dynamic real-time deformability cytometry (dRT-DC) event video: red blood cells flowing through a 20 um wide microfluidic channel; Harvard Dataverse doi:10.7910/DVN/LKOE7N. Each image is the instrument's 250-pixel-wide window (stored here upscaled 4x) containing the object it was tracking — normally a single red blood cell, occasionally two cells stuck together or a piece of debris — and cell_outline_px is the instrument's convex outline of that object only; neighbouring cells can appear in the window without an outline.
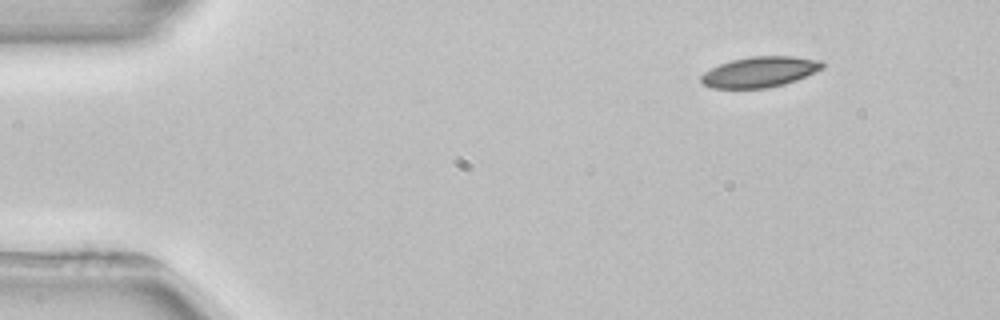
{"species": "common noctule bat (a hibernating species)", "species_latin": "Nyctalus noctula", "temperature_condition": "room temperature", "stored_images_in_passage": 3, "camera_frame_rate_fps": 3000, "um_per_image_px": 0.085, "animal": {"sex": "female", "body_mass_g": 22.7, "forearm_length_mm": 54.2}, "frame": {"image": 1, "passage_image": 1, "time_ms": 0.0, "image_size_px": [1000, 320], "cell_outline_px": [[824, 68], [796, 80], [784, 84], [768, 88], [712, 88], [704, 84], [700, 80], [700, 76], [704, 72], [720, 64], [732, 60], [748, 56], [792, 56], [824, 60]], "centroid_in_image_um": [64.61, 6.1], "position_along_channel_um": 20.4, "area_um2": 21.68}}
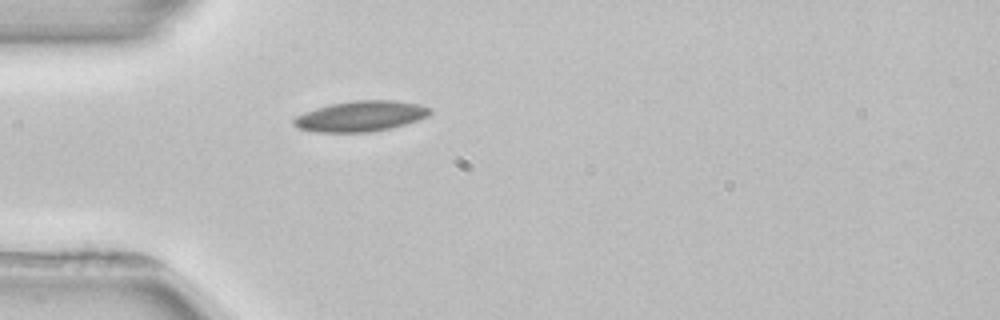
{"frame": {"image": 2, "passage_image": 3, "time_ms": 3.0, "image_size_px": [1000, 320], "cell_outline_px": [[432, 112], [428, 116], [404, 124], [388, 128], [368, 132], [316, 132], [296, 128], [292, 124], [292, 120], [296, 116], [304, 112], [316, 108], [332, 104], [356, 100], [392, 100], [416, 104], [432, 108]], "centroid_in_image_um": [30.61, 9.88], "position_along_channel_um": 54.4, "area_um2": 24.04}}